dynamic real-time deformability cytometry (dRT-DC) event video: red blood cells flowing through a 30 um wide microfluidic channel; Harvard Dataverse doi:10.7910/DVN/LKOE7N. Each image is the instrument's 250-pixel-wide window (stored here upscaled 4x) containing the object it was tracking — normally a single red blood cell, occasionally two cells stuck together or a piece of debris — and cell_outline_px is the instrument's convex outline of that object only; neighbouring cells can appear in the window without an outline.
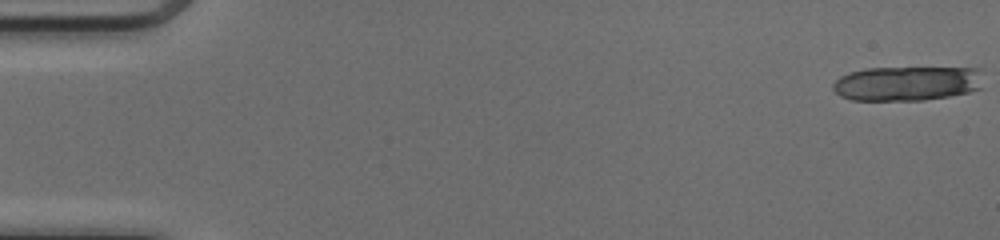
{"species": "common noctule bat (a hibernating species)", "species_latin": "Nyctalus noctula", "temperature_condition": "cold", "stored_images_in_passage": 19, "camera_frame_rate_fps": 3000, "um_per_image_px": 0.085, "animal": {"sex": "female", "body_mass_g": 17.0, "forearm_length_mm": 48.0}, "frame": {"image": 1, "passage_image": 1, "time_ms": 0.0, "image_size_px": [1000, 240], "cell_outline_px": [[984, 88], [968, 92], [948, 96], [924, 100], [852, 100], [840, 96], [832, 88], [832, 84], [840, 76], [848, 72], [864, 68], [980, 68]], "centroid_in_image_um": [77.11, 7.09], "position_along_channel_um": 7.9, "area_um2": 30.58}}